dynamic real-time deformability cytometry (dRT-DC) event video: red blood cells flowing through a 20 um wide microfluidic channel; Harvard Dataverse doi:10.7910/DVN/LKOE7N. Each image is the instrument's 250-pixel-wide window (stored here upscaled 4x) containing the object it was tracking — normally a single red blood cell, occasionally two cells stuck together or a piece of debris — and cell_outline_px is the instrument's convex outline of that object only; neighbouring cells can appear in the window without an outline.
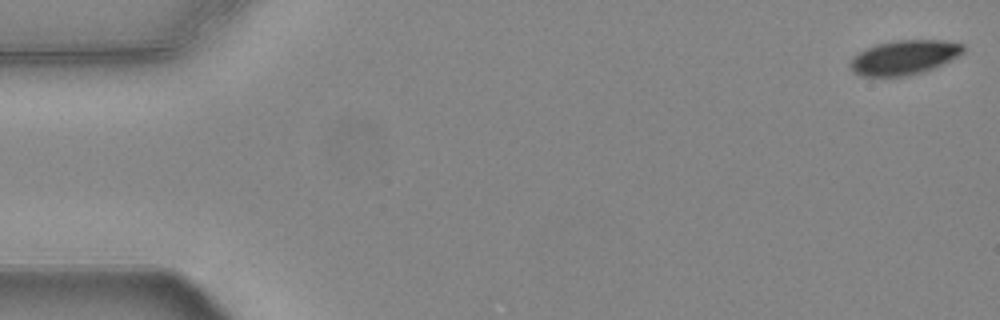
{"species": "common noctule bat (a hibernating species)", "species_latin": "Nyctalus noctula", "temperature_condition": "warm", "stored_images_in_passage": 9, "camera_frame_rate_fps": 3000, "um_per_image_px": 0.085, "animal": {"sex": "female", "body_mass_g": 24.6, "forearm_length_mm": 56.2}, "frame": {"image": 1, "passage_image": 1, "time_ms": 0.0, "image_size_px": [1000, 320], "cell_outline_px": [[964, 52], [924, 72], [908, 76], [860, 76], [852, 72], [848, 68], [848, 64], [852, 56], [876, 44], [896, 40], [944, 40], [964, 44]], "centroid_in_image_um": [76.79, 4.88], "position_along_channel_um": 8.2, "area_um2": 22.72}}